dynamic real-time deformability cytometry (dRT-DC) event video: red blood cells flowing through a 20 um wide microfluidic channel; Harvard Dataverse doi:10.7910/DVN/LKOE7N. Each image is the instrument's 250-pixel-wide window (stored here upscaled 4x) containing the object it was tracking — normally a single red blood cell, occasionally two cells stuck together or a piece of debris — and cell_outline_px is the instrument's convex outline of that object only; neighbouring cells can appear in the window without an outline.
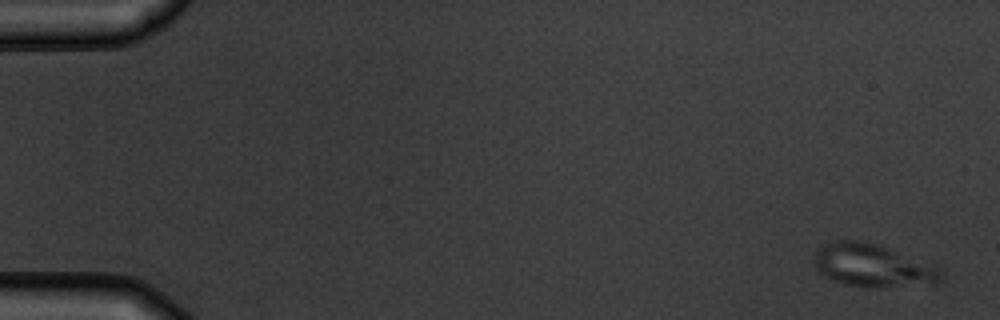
{"species": "common noctule bat (a hibernating species)", "species_latin": "Nyctalus noctula", "temperature_condition": "warm", "stored_images_in_passage": 9, "camera_frame_rate_fps": 3000, "um_per_image_px": 0.085, "animal": {"sex": "male", "body_mass_g": 19.5, "forearm_length_mm": 54.6}, "frame": {"image": 1, "passage_image": 1, "time_ms": 0.0, "image_size_px": [1000, 320], "cell_outline_px": [[944, 276], [936, 284], [876, 288], [868, 288], [844, 284], [832, 280], [824, 276], [816, 268], [816, 252], [820, 244], [840, 240], [856, 240], [880, 244], [936, 264], [940, 268]], "centroid_in_image_um": [74.26, 22.57], "position_along_channel_um": 10.7, "area_um2": 32.48}}